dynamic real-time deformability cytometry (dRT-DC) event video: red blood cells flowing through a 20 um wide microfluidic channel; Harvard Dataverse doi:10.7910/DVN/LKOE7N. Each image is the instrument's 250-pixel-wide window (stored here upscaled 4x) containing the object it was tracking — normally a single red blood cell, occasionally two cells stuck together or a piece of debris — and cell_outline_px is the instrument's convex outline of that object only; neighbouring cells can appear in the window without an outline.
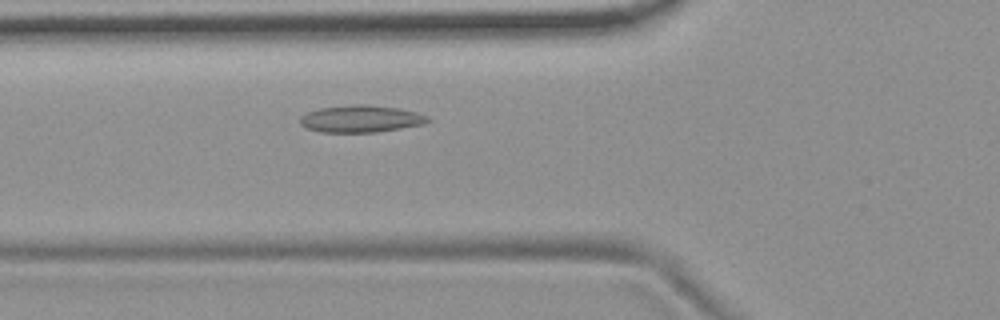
{"species": "common noctule bat (a hibernating species)", "species_latin": "Nyctalus noctula", "temperature_condition": "room temperature", "stored_images_in_passage": 5, "camera_frame_rate_fps": 3000, "um_per_image_px": 0.085, "animal": {"sex": "female", "body_mass_g": 19.9}, "frame": {"image": 1, "passage_image": 5, "time_ms": 4.333, "image_size_px": [1000, 320], "cell_outline_px": [[432, 120], [424, 124], [376, 132], [320, 132], [308, 128], [300, 124], [300, 116], [308, 112], [320, 108], [356, 104], [368, 104], [400, 108], [416, 112], [428, 116]], "centroid_in_image_um": [30.7, 10.09], "position_along_channel_um": 95.1, "area_um2": 20.17}}